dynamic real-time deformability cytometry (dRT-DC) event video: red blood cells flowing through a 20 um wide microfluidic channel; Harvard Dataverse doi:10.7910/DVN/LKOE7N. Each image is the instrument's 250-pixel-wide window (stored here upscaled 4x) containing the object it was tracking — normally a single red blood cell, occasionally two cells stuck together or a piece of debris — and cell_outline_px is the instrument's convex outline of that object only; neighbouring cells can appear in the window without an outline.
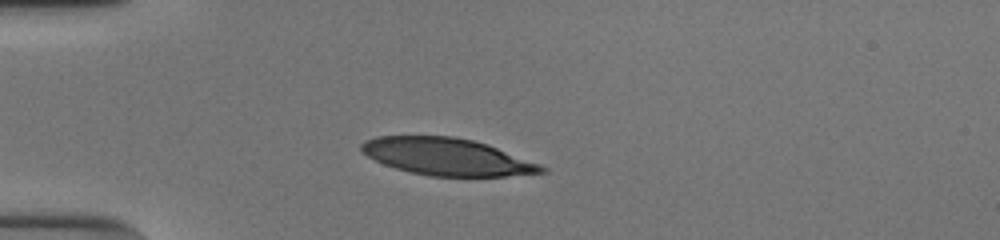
{"species": "human", "species_latin": "Homo sapiens", "temperature_condition": "cold", "stored_images_in_passage": 39, "camera_frame_rate_fps": 3000, "um_per_image_px": 0.085, "donor": {"sex": "male"}, "frame": {"image": 1, "passage_image": 1, "time_ms": 0.0, "image_size_px": [1000, 240], "cell_outline_px": [[548, 172], [504, 176], [428, 176], [396, 168], [384, 164], [368, 156], [360, 148], [360, 144], [364, 140], [376, 136], [452, 136], [472, 140], [488, 144], [540, 164], [548, 168]], "centroid_in_image_um": [38.01, 13.32], "position_along_channel_um": 47.0, "area_um2": 38.84}}
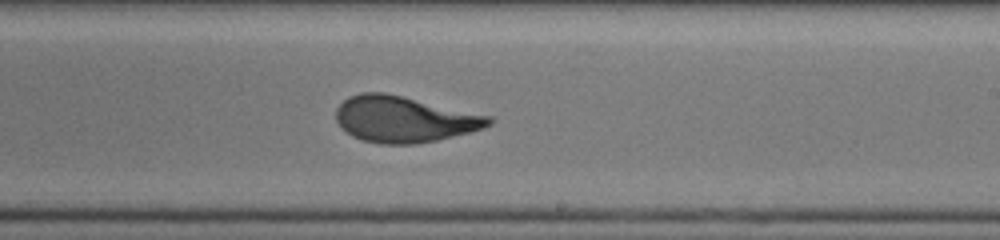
{"frame": {"image": 2, "passage_image": 19, "time_ms": 6.0, "image_size_px": [1000, 240], "cell_outline_px": [[492, 124], [484, 128], [436, 140], [416, 144], [380, 144], [360, 140], [352, 136], [336, 120], [336, 108], [348, 96], [360, 92], [384, 92], [492, 116]], "centroid_in_image_um": [34.34, 10.13], "position_along_channel_um": 254.7, "area_um2": 40.92}}
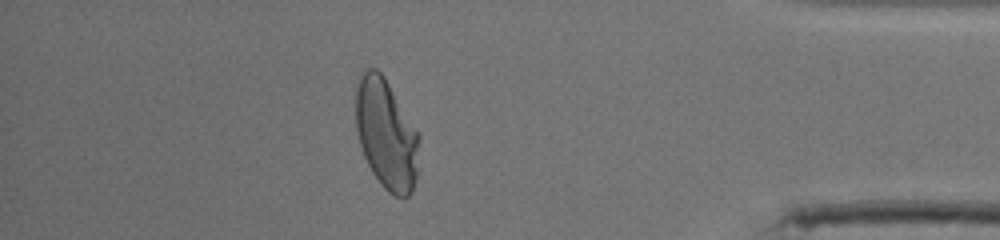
{"frame": {"image": 3, "passage_image": 33, "time_ms": 10.667, "image_size_px": [1000, 240], "cell_outline_px": [[420, 140], [416, 176], [412, 192], [408, 196], [396, 196], [388, 192], [380, 184], [372, 172], [364, 156], [360, 144], [356, 128], [356, 88], [360, 76], [368, 68], [376, 68], [384, 76], [420, 132]], "centroid_in_image_um": [32.86, 11.39], "position_along_channel_um": 402.3, "area_um2": 40.92}, "authors_computed_cell_mechanics": {"area_um2": 41.2692, "velocity_mm_per_s": 3.8808, "shape_relaxation_time_tau1_ms": 4.2392, "shape_relaxation_time_tau2_ms": 0.8867, "deformation_change_tau1": 0.2105, "deformation_change_tau2": 0.0759}}